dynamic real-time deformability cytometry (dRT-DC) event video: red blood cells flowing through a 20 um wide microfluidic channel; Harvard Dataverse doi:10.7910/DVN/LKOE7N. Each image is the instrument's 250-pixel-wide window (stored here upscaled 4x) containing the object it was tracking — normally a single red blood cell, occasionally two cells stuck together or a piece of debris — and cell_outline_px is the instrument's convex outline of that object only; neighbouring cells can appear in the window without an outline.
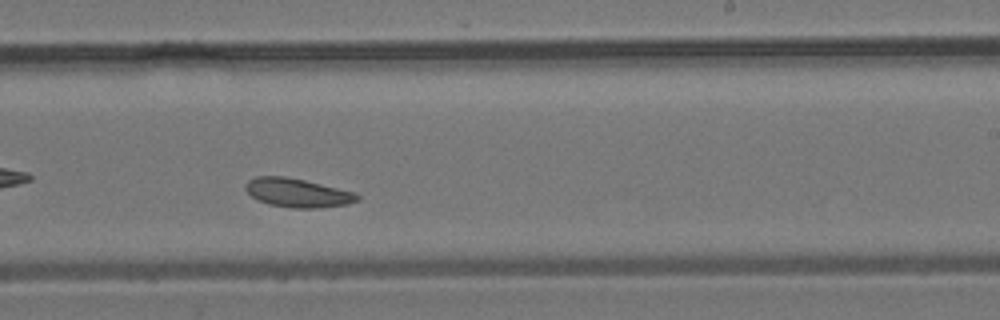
{"species": "common noctule bat (a hibernating species)", "species_latin": "Nyctalus noctula", "temperature_condition": "room temperature", "stored_images_in_passage": 44, "camera_frame_rate_fps": 3000, "um_per_image_px": 0.085, "animal": {"sex": "male", "body_mass_g": 19.2, "forearm_length_mm": 51.8}, "frame": {"image": 1, "passage_image": 26, "time_ms": 8.333, "image_size_px": [1000, 320], "cell_outline_px": [[360, 200], [348, 204], [320, 208], [292, 208], [268, 204], [256, 200], [244, 188], [244, 184], [248, 180], [256, 176], [284, 176], [304, 180], [356, 192], [360, 196]], "centroid_in_image_um": [25.29, 16.39], "position_along_channel_um": 263.7, "area_um2": 18.96}}
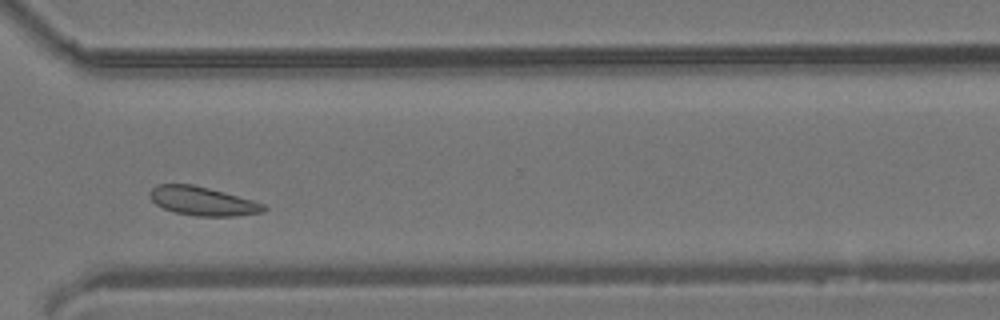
{"frame": {"image": 2, "passage_image": 32, "time_ms": 10.333, "image_size_px": [1000, 320], "cell_outline_px": [[268, 208], [264, 212], [236, 216], [196, 216], [176, 212], [164, 208], [156, 204], [152, 200], [152, 188], [160, 184], [192, 184], [224, 192], [252, 200], [264, 204]], "centroid_in_image_um": [17.28, 17.1], "position_along_channel_um": 353.3, "area_um2": 18.79}}